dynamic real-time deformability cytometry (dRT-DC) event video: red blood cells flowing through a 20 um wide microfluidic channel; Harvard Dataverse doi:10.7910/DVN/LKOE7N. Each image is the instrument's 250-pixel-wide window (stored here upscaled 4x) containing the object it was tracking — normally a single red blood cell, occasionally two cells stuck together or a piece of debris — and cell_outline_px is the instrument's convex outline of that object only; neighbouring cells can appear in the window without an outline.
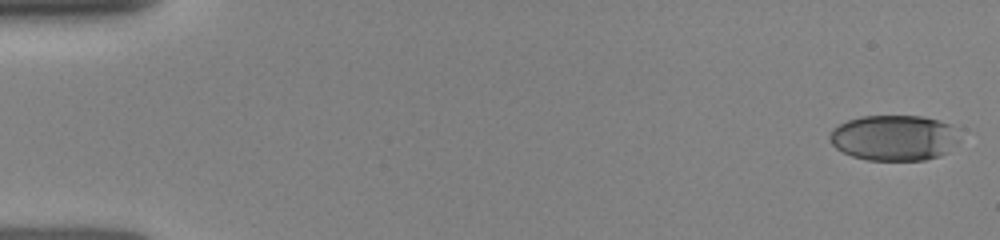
{"species": "human", "species_latin": "Homo sapiens", "temperature_condition": "room temperature", "stored_images_in_passage": 32, "camera_frame_rate_fps": 3000, "um_per_image_px": 0.085, "donor": {"sex": "female"}, "frame": {"image": 1, "passage_image": 1, "time_ms": 0.0, "image_size_px": [1000, 240], "cell_outline_px": [[960, 140], [948, 152], [924, 160], [868, 160], [852, 156], [836, 148], [828, 140], [828, 136], [832, 128], [848, 120], [860, 116], [920, 116], [952, 124]], "centroid_in_image_um": [75.98, 11.71], "position_along_channel_um": 9.0, "area_um2": 34.56}}
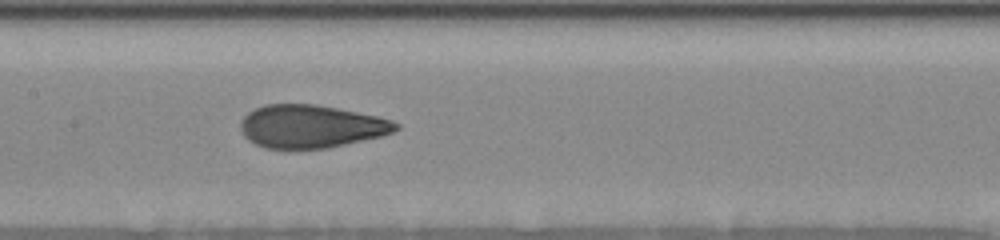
{"frame": {"image": 2, "passage_image": 17, "time_ms": 7.667, "image_size_px": [1000, 240], "cell_outline_px": [[400, 128], [384, 136], [328, 148], [264, 148], [248, 140], [244, 136], [240, 128], [240, 120], [248, 112], [264, 104], [316, 104], [376, 116], [392, 120], [400, 124]], "centroid_in_image_um": [26.44, 10.74], "position_along_channel_um": 181.0, "area_um2": 38.96}}
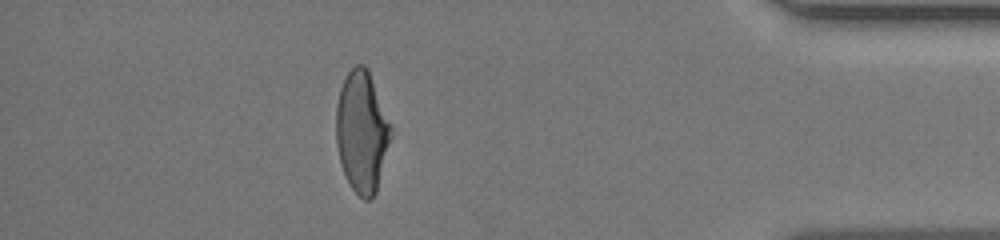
{"frame": {"image": 3, "passage_image": 29, "time_ms": 14.0, "image_size_px": [1000, 240], "cell_outline_px": [[396, 132], [376, 192], [368, 200], [364, 200], [352, 188], [340, 164], [336, 144], [336, 104], [340, 88], [348, 72], [356, 64], [364, 64], [368, 68]], "centroid_in_image_um": [30.82, 11.18], "position_along_channel_um": 404.4, "area_um2": 39.88}}